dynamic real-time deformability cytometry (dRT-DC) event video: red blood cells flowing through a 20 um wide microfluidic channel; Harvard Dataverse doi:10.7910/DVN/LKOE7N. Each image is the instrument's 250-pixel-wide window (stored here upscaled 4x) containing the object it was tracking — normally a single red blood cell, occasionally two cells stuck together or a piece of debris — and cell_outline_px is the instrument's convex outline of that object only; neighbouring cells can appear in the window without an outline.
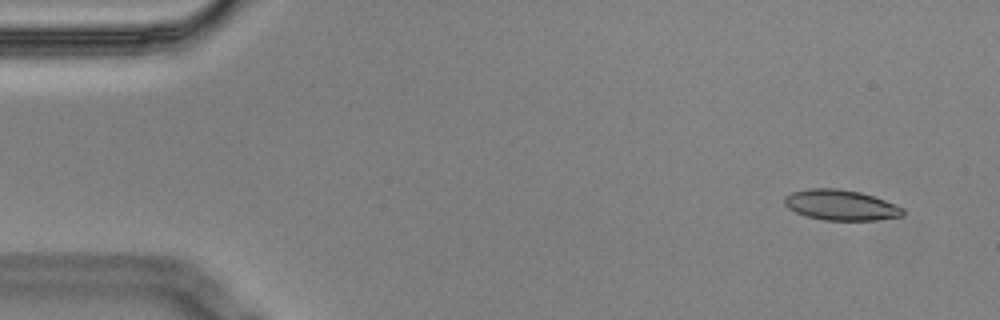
{"species": "Egyptian fruit bat (a non-hibernating species)", "species_latin": "Rousettus aegyptiacus", "temperature_condition": "cold", "stored_images_in_passage": 4, "camera_frame_rate_fps": 3000, "um_per_image_px": 0.085, "animal": {"sex": "male"}, "frame": {"image": 1, "passage_image": 1, "time_ms": 0.0, "image_size_px": [1000, 320], "cell_outline_px": [[904, 216], [876, 220], [824, 220], [804, 216], [788, 208], [784, 204], [784, 196], [792, 192], [808, 188], [836, 188], [860, 192], [896, 204], [904, 208]], "centroid_in_image_um": [71.46, 17.43], "position_along_channel_um": 13.5, "area_um2": 21.15}}
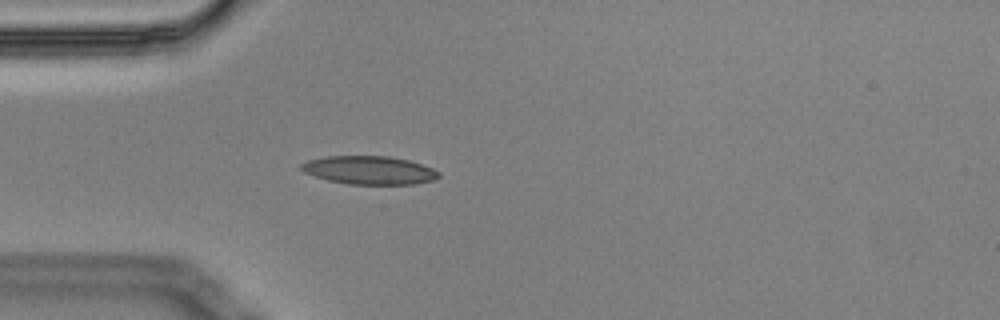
{"frame": {"image": 2, "passage_image": 4, "time_ms": 1.0, "image_size_px": [1000, 320], "cell_outline_px": [[440, 176], [436, 180], [416, 184], [348, 184], [328, 180], [304, 172], [300, 168], [300, 164], [308, 160], [328, 156], [388, 156], [408, 160], [432, 168], [440, 172]], "centroid_in_image_um": [31.42, 14.47], "position_along_channel_um": 53.6, "area_um2": 22.66}}